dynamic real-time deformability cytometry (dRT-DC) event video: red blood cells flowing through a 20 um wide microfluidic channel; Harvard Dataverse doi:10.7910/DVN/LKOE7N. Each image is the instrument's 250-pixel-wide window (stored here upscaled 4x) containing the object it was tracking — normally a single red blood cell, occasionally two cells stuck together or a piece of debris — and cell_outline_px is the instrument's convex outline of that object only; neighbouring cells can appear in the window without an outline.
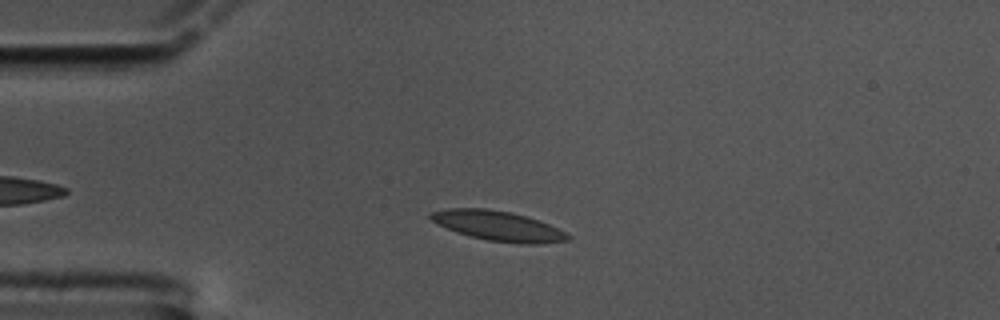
{"species": "common noctule bat (a hibernating species)", "species_latin": "Nyctalus noctula", "temperature_condition": "cold", "stored_images_in_passage": 54, "camera_frame_rate_fps": 3000, "um_per_image_px": 0.085, "animal": {"sex": "male", "body_mass_g": 17.5, "forearm_length_mm": 52.3}, "frame": {"image": 1, "passage_image": 9, "time_ms": 2.667, "image_size_px": [1000, 320], "cell_outline_px": [[572, 236], [568, 240], [536, 244], [520, 244], [488, 240], [456, 232], [432, 220], [428, 216], [432, 212], [448, 208], [488, 208], [512, 212], [528, 216], [548, 224]], "centroid_in_image_um": [42.36, 19.19], "position_along_channel_um": 42.6, "area_um2": 23.64}}
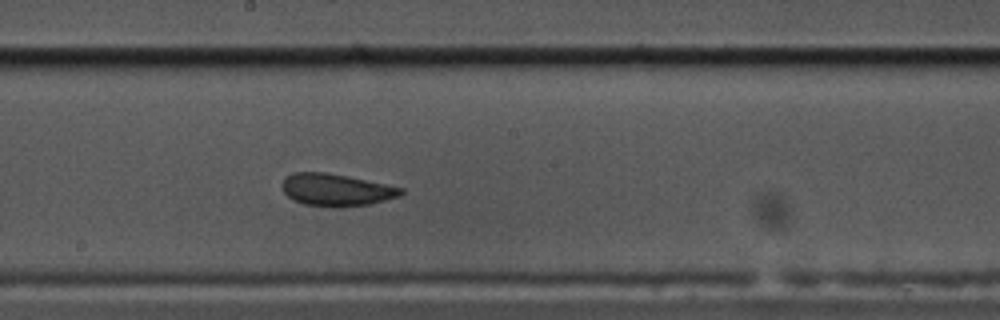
{"frame": {"image": 2, "passage_image": 27, "time_ms": 8.667, "image_size_px": [1000, 320], "cell_outline_px": [[404, 192], [400, 196], [368, 204], [340, 208], [332, 208], [304, 204], [288, 196], [284, 192], [284, 176], [292, 172], [328, 172], [348, 176], [404, 188]], "centroid_in_image_um": [28.59, 16.14], "position_along_channel_um": 219.6, "area_um2": 22.37}}
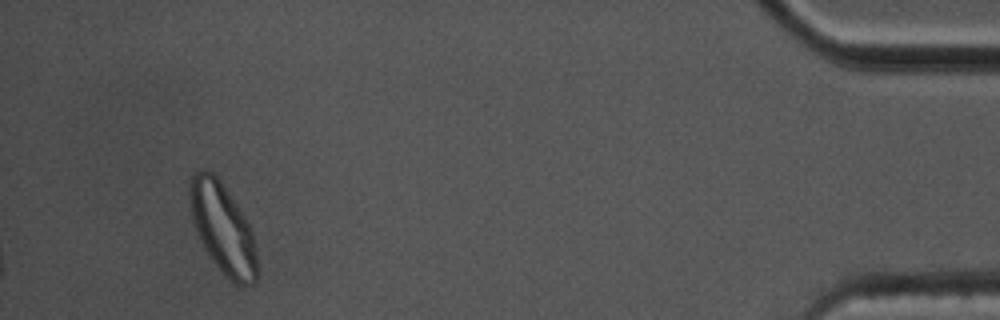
{"frame": {"image": 3, "passage_image": 51, "time_ms": 16.667, "image_size_px": [1000, 320], "cell_outline_px": [[256, 284], [244, 288], [236, 284], [212, 260], [200, 240], [196, 232], [192, 216], [188, 196], [188, 184], [192, 172], [212, 172], [220, 180], [240, 208], [252, 228], [256, 244]], "centroid_in_image_um": [18.95, 19.4], "position_along_channel_um": 416.3, "area_um2": 35.49}, "authors_computed_cell_mechanics": {"area_um2": 22.7732, "velocity_mm_per_s": 3.3254, "shape_relaxation_time_tau1_ms": 6.5107, "shape_relaxation_time_tau2_ms": 1.4608, "deformation_change_tau1": 0.1221, "deformation_change_tau2": 0.0597}}